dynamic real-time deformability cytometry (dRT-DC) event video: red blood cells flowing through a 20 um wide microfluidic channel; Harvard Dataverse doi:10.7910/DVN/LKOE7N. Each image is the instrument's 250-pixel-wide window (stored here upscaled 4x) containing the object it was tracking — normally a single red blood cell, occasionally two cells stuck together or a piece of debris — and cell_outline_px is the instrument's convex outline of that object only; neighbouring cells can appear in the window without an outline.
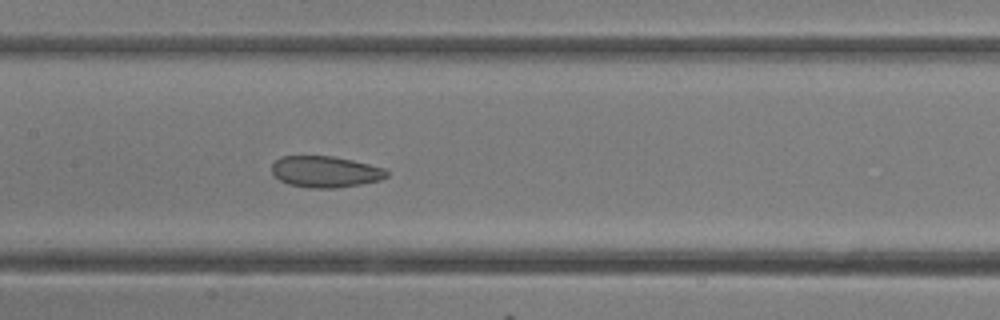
{"species": "common noctule bat (a hibernating species)", "species_latin": "Nyctalus noctula", "temperature_condition": "room temperature", "stored_images_in_passage": 17, "camera_frame_rate_fps": 3000, "um_per_image_px": 0.085, "animal": {"sex": "female"}, "frame": {"image": 1, "passage_image": 15, "time_ms": 4.667, "image_size_px": [1000, 320], "cell_outline_px": [[388, 176], [380, 180], [360, 184], [336, 188], [308, 188], [288, 184], [280, 180], [272, 172], [272, 164], [280, 156], [332, 156], [352, 160], [384, 168], [388, 172]], "centroid_in_image_um": [27.64, 14.6], "position_along_channel_um": 179.8, "area_um2": 20.92}}
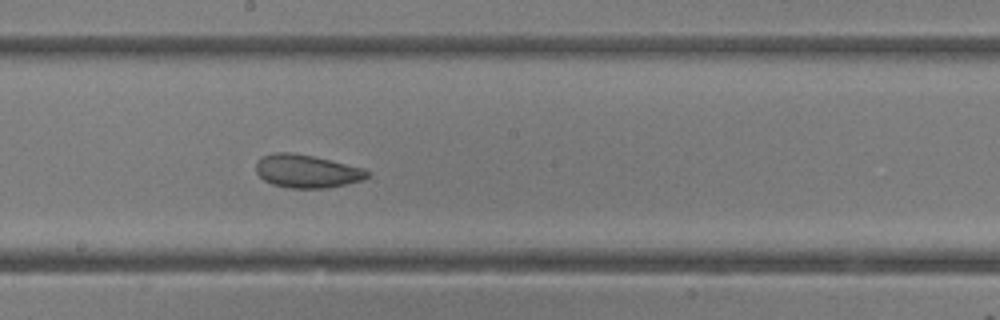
{"frame": {"image": 2, "passage_image": 17, "time_ms": 5.333, "image_size_px": [1000, 320], "cell_outline_px": [[368, 176], [364, 180], [328, 188], [288, 188], [272, 184], [264, 180], [256, 172], [256, 160], [264, 156], [276, 152], [292, 152], [312, 156], [364, 168], [368, 172]], "centroid_in_image_um": [26.06, 14.56], "position_along_channel_um": 222.1, "area_um2": 21.44}}